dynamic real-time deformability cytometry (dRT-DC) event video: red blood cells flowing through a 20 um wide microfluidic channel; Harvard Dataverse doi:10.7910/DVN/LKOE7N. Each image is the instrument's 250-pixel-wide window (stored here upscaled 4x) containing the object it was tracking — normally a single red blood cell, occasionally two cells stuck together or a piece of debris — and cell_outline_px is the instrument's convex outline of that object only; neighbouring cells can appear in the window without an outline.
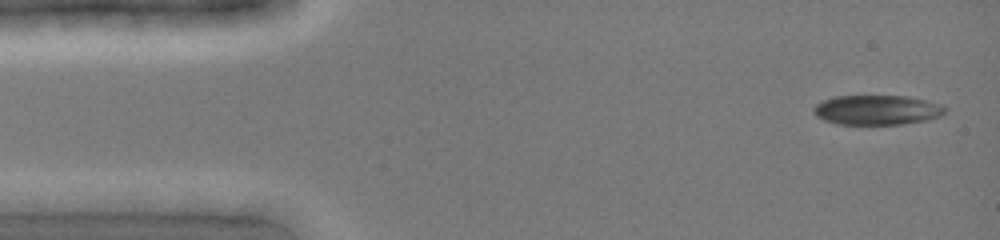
{"species": "common noctule bat (a hibernating species)", "species_latin": "Nyctalus noctula", "temperature_condition": "cold", "stored_images_in_passage": 7, "camera_frame_rate_fps": 3000, "um_per_image_px": 0.085, "animal": {"sex": "female", "body_mass_g": 19.0, "forearm_length_mm": 51.5}, "frame": {"image": 1, "passage_image": 1, "time_ms": 0.0, "image_size_px": [1000, 240], "cell_outline_px": [[948, 108], [940, 116], [928, 120], [904, 124], [836, 124], [824, 120], [816, 116], [812, 112], [812, 108], [816, 104], [824, 100], [836, 96], [908, 96], [928, 100], [940, 104]], "centroid_in_image_um": [74.55, 9.35], "position_along_channel_um": 10.4, "area_um2": 22.95}}